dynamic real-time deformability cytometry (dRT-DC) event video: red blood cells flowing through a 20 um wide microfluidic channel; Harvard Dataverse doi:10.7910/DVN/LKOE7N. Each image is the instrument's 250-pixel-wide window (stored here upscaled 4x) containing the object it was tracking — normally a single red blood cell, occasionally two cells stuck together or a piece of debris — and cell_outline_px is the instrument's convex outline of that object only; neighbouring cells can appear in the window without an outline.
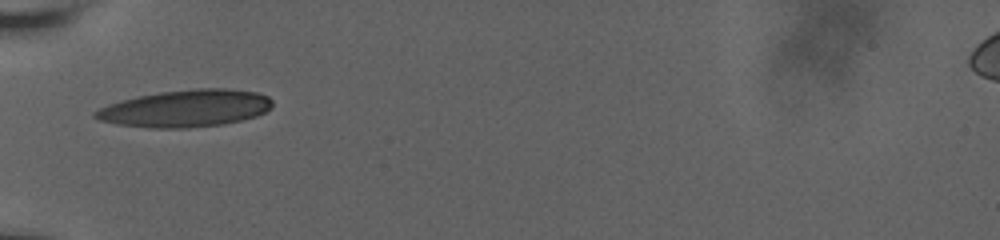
{"species": "human", "species_latin": "Homo sapiens", "temperature_condition": "room temperature", "stored_images_in_passage": 31, "camera_frame_rate_fps": 3000, "um_per_image_px": 0.085, "donor": {"sex": "male"}, "frame": {"image": 1, "passage_image": 1, "time_ms": 0.0, "image_size_px": [1000, 240], "cell_outline_px": [[272, 108], [256, 116], [240, 120], [220, 124], [188, 128], [152, 128], [116, 124], [100, 120], [92, 116], [92, 112], [108, 104], [120, 100], [136, 96], [160, 92], [196, 88], [228, 88], [256, 92], [268, 96], [272, 100]], "centroid_in_image_um": [15.76, 9.2], "position_along_channel_um": 69.2, "area_um2": 38.44}}
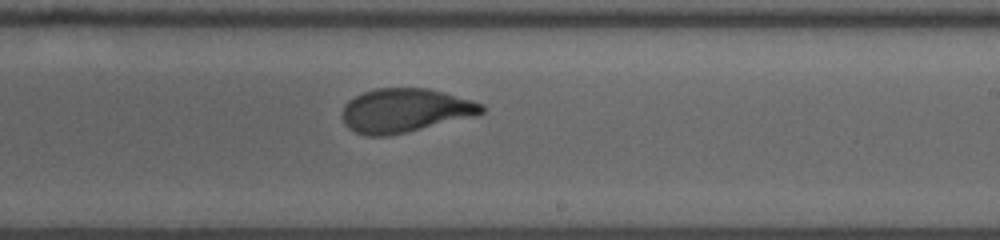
{"frame": {"image": 2, "passage_image": 16, "time_ms": 5.0, "image_size_px": [1000, 240], "cell_outline_px": [[484, 112], [476, 116], [388, 136], [368, 136], [356, 132], [348, 128], [344, 124], [344, 104], [348, 100], [364, 92], [376, 88], [428, 88], [444, 92], [472, 100], [484, 104]], "centroid_in_image_um": [34.45, 9.38], "position_along_channel_um": 254.5, "area_um2": 35.55}}
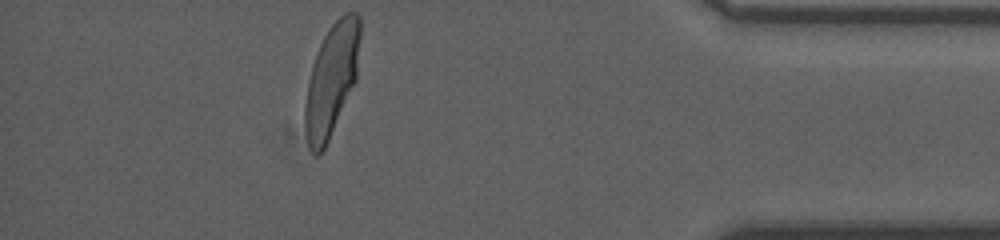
{"frame": {"image": 3, "passage_image": 31, "time_ms": 10.0, "image_size_px": [1000, 240], "cell_outline_px": [[360, 36], [356, 80], [328, 140], [324, 148], [316, 156], [312, 152], [308, 144], [304, 124], [304, 104], [308, 80], [312, 64], [316, 52], [328, 28], [344, 12], [356, 12], [360, 16]], "centroid_in_image_um": [28.17, 6.74], "position_along_channel_um": 407.0, "area_um2": 35.84}, "authors_computed_cell_mechanics": {"area_um2": 36.0672, "velocity_mm_per_s": 3.7744, "shape_relaxation_time_tau1_ms": 4.7875, "shape_relaxation_time_tau2_ms": 0.781, "deformation_change_tau1": 0.2004, "deformation_change_tau2": 0.0575}}